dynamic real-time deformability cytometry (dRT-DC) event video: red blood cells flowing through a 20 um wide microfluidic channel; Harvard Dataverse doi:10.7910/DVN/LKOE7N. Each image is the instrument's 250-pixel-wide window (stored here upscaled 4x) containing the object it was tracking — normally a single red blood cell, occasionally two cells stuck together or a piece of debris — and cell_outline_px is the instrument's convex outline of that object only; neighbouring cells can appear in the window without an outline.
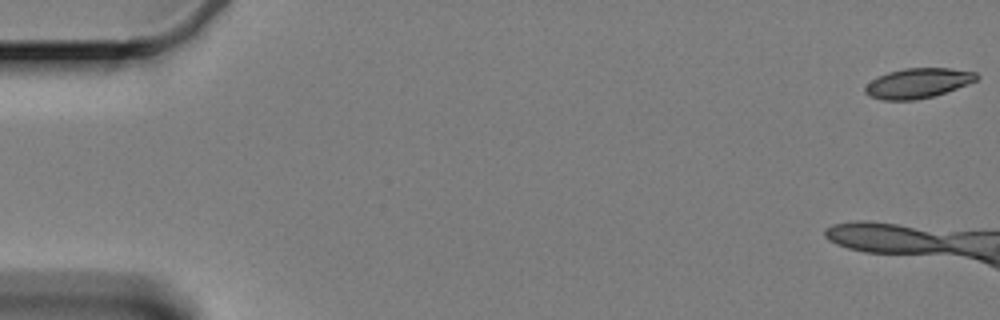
{"species": "Egyptian fruit bat (a non-hibernating species)", "species_latin": "Rousettus aegyptiacus", "temperature_condition": "cold", "stored_images_in_passage": 10, "camera_frame_rate_fps": 3000, "um_per_image_px": 0.085, "animal": {"sex": "female"}, "frame": {"image": 1, "passage_image": 1, "time_ms": 0.0, "image_size_px": [1000, 320], "cell_outline_px": [[980, 76], [976, 80], [968, 84], [932, 96], [916, 100], [884, 100], [868, 96], [864, 92], [864, 88], [872, 80], [888, 72], [904, 68], [948, 68], [976, 72]], "centroid_in_image_um": [78.01, 7.07], "position_along_channel_um": 7.0, "area_um2": 19.25}}